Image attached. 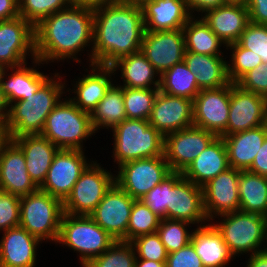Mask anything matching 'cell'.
<instances>
[{"label":"cell","mask_w":267,"mask_h":267,"mask_svg":"<svg viewBox=\"0 0 267 267\" xmlns=\"http://www.w3.org/2000/svg\"><path fill=\"white\" fill-rule=\"evenodd\" d=\"M94 11L91 64L111 66L140 51L145 32L140 5L114 2Z\"/></svg>","instance_id":"cell-1"},{"label":"cell","mask_w":267,"mask_h":267,"mask_svg":"<svg viewBox=\"0 0 267 267\" xmlns=\"http://www.w3.org/2000/svg\"><path fill=\"white\" fill-rule=\"evenodd\" d=\"M94 11L71 5L51 14L34 26L35 54L33 63L72 58L93 42ZM74 58H73V57Z\"/></svg>","instance_id":"cell-2"},{"label":"cell","mask_w":267,"mask_h":267,"mask_svg":"<svg viewBox=\"0 0 267 267\" xmlns=\"http://www.w3.org/2000/svg\"><path fill=\"white\" fill-rule=\"evenodd\" d=\"M63 88L62 82L51 77L38 88L34 95L11 104L5 125L7 138L41 134L47 116L60 102Z\"/></svg>","instance_id":"cell-3"},{"label":"cell","mask_w":267,"mask_h":267,"mask_svg":"<svg viewBox=\"0 0 267 267\" xmlns=\"http://www.w3.org/2000/svg\"><path fill=\"white\" fill-rule=\"evenodd\" d=\"M114 162L123 163L164 155L165 137L148 120L125 119L113 129Z\"/></svg>","instance_id":"cell-4"},{"label":"cell","mask_w":267,"mask_h":267,"mask_svg":"<svg viewBox=\"0 0 267 267\" xmlns=\"http://www.w3.org/2000/svg\"><path fill=\"white\" fill-rule=\"evenodd\" d=\"M93 133L90 114L68 99L50 112L41 135L59 149L83 150L81 143Z\"/></svg>","instance_id":"cell-5"},{"label":"cell","mask_w":267,"mask_h":267,"mask_svg":"<svg viewBox=\"0 0 267 267\" xmlns=\"http://www.w3.org/2000/svg\"><path fill=\"white\" fill-rule=\"evenodd\" d=\"M115 241L90 215L63 213L56 243H62L72 250L80 252L82 265H86L91 259L100 256Z\"/></svg>","instance_id":"cell-6"},{"label":"cell","mask_w":267,"mask_h":267,"mask_svg":"<svg viewBox=\"0 0 267 267\" xmlns=\"http://www.w3.org/2000/svg\"><path fill=\"white\" fill-rule=\"evenodd\" d=\"M63 213V202L40 189L20 197L19 226L40 241H57Z\"/></svg>","instance_id":"cell-7"},{"label":"cell","mask_w":267,"mask_h":267,"mask_svg":"<svg viewBox=\"0 0 267 267\" xmlns=\"http://www.w3.org/2000/svg\"><path fill=\"white\" fill-rule=\"evenodd\" d=\"M220 217L223 220L213 225L221 233L234 256L249 251L255 254L265 250L264 247L261 248L262 242L266 239L265 216L237 210Z\"/></svg>","instance_id":"cell-8"},{"label":"cell","mask_w":267,"mask_h":267,"mask_svg":"<svg viewBox=\"0 0 267 267\" xmlns=\"http://www.w3.org/2000/svg\"><path fill=\"white\" fill-rule=\"evenodd\" d=\"M115 183V176L99 164H89L63 202V211L70 215H90Z\"/></svg>","instance_id":"cell-9"},{"label":"cell","mask_w":267,"mask_h":267,"mask_svg":"<svg viewBox=\"0 0 267 267\" xmlns=\"http://www.w3.org/2000/svg\"><path fill=\"white\" fill-rule=\"evenodd\" d=\"M119 168L115 183L136 200H140L171 173L165 155L132 160Z\"/></svg>","instance_id":"cell-10"},{"label":"cell","mask_w":267,"mask_h":267,"mask_svg":"<svg viewBox=\"0 0 267 267\" xmlns=\"http://www.w3.org/2000/svg\"><path fill=\"white\" fill-rule=\"evenodd\" d=\"M88 165L83 150L59 149L39 189L64 202Z\"/></svg>","instance_id":"cell-11"},{"label":"cell","mask_w":267,"mask_h":267,"mask_svg":"<svg viewBox=\"0 0 267 267\" xmlns=\"http://www.w3.org/2000/svg\"><path fill=\"white\" fill-rule=\"evenodd\" d=\"M230 111V83L202 89L193 100V126L221 137L227 128Z\"/></svg>","instance_id":"cell-12"},{"label":"cell","mask_w":267,"mask_h":267,"mask_svg":"<svg viewBox=\"0 0 267 267\" xmlns=\"http://www.w3.org/2000/svg\"><path fill=\"white\" fill-rule=\"evenodd\" d=\"M29 52L35 60L34 26L21 16L0 21V64L7 69L21 66Z\"/></svg>","instance_id":"cell-13"},{"label":"cell","mask_w":267,"mask_h":267,"mask_svg":"<svg viewBox=\"0 0 267 267\" xmlns=\"http://www.w3.org/2000/svg\"><path fill=\"white\" fill-rule=\"evenodd\" d=\"M267 123V98L230 82V111L221 137L253 129Z\"/></svg>","instance_id":"cell-14"},{"label":"cell","mask_w":267,"mask_h":267,"mask_svg":"<svg viewBox=\"0 0 267 267\" xmlns=\"http://www.w3.org/2000/svg\"><path fill=\"white\" fill-rule=\"evenodd\" d=\"M216 137L196 126L167 134L164 155L171 172L182 173Z\"/></svg>","instance_id":"cell-15"},{"label":"cell","mask_w":267,"mask_h":267,"mask_svg":"<svg viewBox=\"0 0 267 267\" xmlns=\"http://www.w3.org/2000/svg\"><path fill=\"white\" fill-rule=\"evenodd\" d=\"M135 200L114 183L90 217L115 240L127 242V227Z\"/></svg>","instance_id":"cell-16"},{"label":"cell","mask_w":267,"mask_h":267,"mask_svg":"<svg viewBox=\"0 0 267 267\" xmlns=\"http://www.w3.org/2000/svg\"><path fill=\"white\" fill-rule=\"evenodd\" d=\"M140 51L162 75L184 60L185 38L183 29L145 31Z\"/></svg>","instance_id":"cell-17"},{"label":"cell","mask_w":267,"mask_h":267,"mask_svg":"<svg viewBox=\"0 0 267 267\" xmlns=\"http://www.w3.org/2000/svg\"><path fill=\"white\" fill-rule=\"evenodd\" d=\"M38 189L27 172L21 148L7 139L0 147V190L22 197Z\"/></svg>","instance_id":"cell-18"},{"label":"cell","mask_w":267,"mask_h":267,"mask_svg":"<svg viewBox=\"0 0 267 267\" xmlns=\"http://www.w3.org/2000/svg\"><path fill=\"white\" fill-rule=\"evenodd\" d=\"M164 137L193 126V100L158 91L148 119Z\"/></svg>","instance_id":"cell-19"},{"label":"cell","mask_w":267,"mask_h":267,"mask_svg":"<svg viewBox=\"0 0 267 267\" xmlns=\"http://www.w3.org/2000/svg\"><path fill=\"white\" fill-rule=\"evenodd\" d=\"M239 175L240 170L230 167L202 186L204 210L209 221L214 219V215L220 216L240 209Z\"/></svg>","instance_id":"cell-20"},{"label":"cell","mask_w":267,"mask_h":267,"mask_svg":"<svg viewBox=\"0 0 267 267\" xmlns=\"http://www.w3.org/2000/svg\"><path fill=\"white\" fill-rule=\"evenodd\" d=\"M167 218L190 224L201 222L200 225L209 221L204 210L202 187L182 176L170 190Z\"/></svg>","instance_id":"cell-21"},{"label":"cell","mask_w":267,"mask_h":267,"mask_svg":"<svg viewBox=\"0 0 267 267\" xmlns=\"http://www.w3.org/2000/svg\"><path fill=\"white\" fill-rule=\"evenodd\" d=\"M205 14L203 20L226 46L237 43L250 22L247 6L243 3L227 2Z\"/></svg>","instance_id":"cell-22"},{"label":"cell","mask_w":267,"mask_h":267,"mask_svg":"<svg viewBox=\"0 0 267 267\" xmlns=\"http://www.w3.org/2000/svg\"><path fill=\"white\" fill-rule=\"evenodd\" d=\"M141 7L145 31L182 29L192 17L185 0H148Z\"/></svg>","instance_id":"cell-23"},{"label":"cell","mask_w":267,"mask_h":267,"mask_svg":"<svg viewBox=\"0 0 267 267\" xmlns=\"http://www.w3.org/2000/svg\"><path fill=\"white\" fill-rule=\"evenodd\" d=\"M13 140L24 153L27 172L40 187L45 181L54 155L59 148L41 134L23 135Z\"/></svg>","instance_id":"cell-24"},{"label":"cell","mask_w":267,"mask_h":267,"mask_svg":"<svg viewBox=\"0 0 267 267\" xmlns=\"http://www.w3.org/2000/svg\"><path fill=\"white\" fill-rule=\"evenodd\" d=\"M4 232L0 242V267H34L40 240L21 226Z\"/></svg>","instance_id":"cell-25"},{"label":"cell","mask_w":267,"mask_h":267,"mask_svg":"<svg viewBox=\"0 0 267 267\" xmlns=\"http://www.w3.org/2000/svg\"><path fill=\"white\" fill-rule=\"evenodd\" d=\"M229 166L228 153L222 137H216L182 172V176L197 186H204Z\"/></svg>","instance_id":"cell-26"},{"label":"cell","mask_w":267,"mask_h":267,"mask_svg":"<svg viewBox=\"0 0 267 267\" xmlns=\"http://www.w3.org/2000/svg\"><path fill=\"white\" fill-rule=\"evenodd\" d=\"M266 137L267 123L222 137L228 153L229 166L240 171L248 170Z\"/></svg>","instance_id":"cell-27"},{"label":"cell","mask_w":267,"mask_h":267,"mask_svg":"<svg viewBox=\"0 0 267 267\" xmlns=\"http://www.w3.org/2000/svg\"><path fill=\"white\" fill-rule=\"evenodd\" d=\"M90 66L92 72L76 82V89H74V94H77L76 98H69L78 108L89 114L105 97L107 90L112 85L110 76L114 73L111 66L97 64H90Z\"/></svg>","instance_id":"cell-28"},{"label":"cell","mask_w":267,"mask_h":267,"mask_svg":"<svg viewBox=\"0 0 267 267\" xmlns=\"http://www.w3.org/2000/svg\"><path fill=\"white\" fill-rule=\"evenodd\" d=\"M190 242L204 267H225L234 255L213 224L197 227Z\"/></svg>","instance_id":"cell-29"},{"label":"cell","mask_w":267,"mask_h":267,"mask_svg":"<svg viewBox=\"0 0 267 267\" xmlns=\"http://www.w3.org/2000/svg\"><path fill=\"white\" fill-rule=\"evenodd\" d=\"M184 62L188 69L196 75V82L201 90L219 88L230 83L227 74L228 63L221 56L185 51Z\"/></svg>","instance_id":"cell-30"},{"label":"cell","mask_w":267,"mask_h":267,"mask_svg":"<svg viewBox=\"0 0 267 267\" xmlns=\"http://www.w3.org/2000/svg\"><path fill=\"white\" fill-rule=\"evenodd\" d=\"M111 67L114 72L121 67L125 83L122 87L148 89L153 88L151 84L155 88L160 87V79L154 81L156 79L154 76L159 73L141 51L119 58Z\"/></svg>","instance_id":"cell-31"},{"label":"cell","mask_w":267,"mask_h":267,"mask_svg":"<svg viewBox=\"0 0 267 267\" xmlns=\"http://www.w3.org/2000/svg\"><path fill=\"white\" fill-rule=\"evenodd\" d=\"M26 63L21 66L12 67L13 74L8 75V81L4 77L6 70L1 78V88L7 99L9 106L19 100H25L28 96L34 95L38 88L48 79L43 73L33 69L25 67ZM15 69V70H14ZM4 77V78H3Z\"/></svg>","instance_id":"cell-32"},{"label":"cell","mask_w":267,"mask_h":267,"mask_svg":"<svg viewBox=\"0 0 267 267\" xmlns=\"http://www.w3.org/2000/svg\"><path fill=\"white\" fill-rule=\"evenodd\" d=\"M240 209L244 212L267 214V177L249 170L240 171L238 179Z\"/></svg>","instance_id":"cell-33"},{"label":"cell","mask_w":267,"mask_h":267,"mask_svg":"<svg viewBox=\"0 0 267 267\" xmlns=\"http://www.w3.org/2000/svg\"><path fill=\"white\" fill-rule=\"evenodd\" d=\"M91 124L96 132L100 127L114 128L127 119L123 101V87L114 86L107 90L105 97L90 114Z\"/></svg>","instance_id":"cell-34"},{"label":"cell","mask_w":267,"mask_h":267,"mask_svg":"<svg viewBox=\"0 0 267 267\" xmlns=\"http://www.w3.org/2000/svg\"><path fill=\"white\" fill-rule=\"evenodd\" d=\"M193 19L191 17L182 28L185 38V51L222 56L219 48L223 42L220 38L209 28L202 17L199 20L193 21Z\"/></svg>","instance_id":"cell-35"},{"label":"cell","mask_w":267,"mask_h":267,"mask_svg":"<svg viewBox=\"0 0 267 267\" xmlns=\"http://www.w3.org/2000/svg\"><path fill=\"white\" fill-rule=\"evenodd\" d=\"M160 78L159 91L172 96L194 100L200 92L194 75L183 61L169 68Z\"/></svg>","instance_id":"cell-36"},{"label":"cell","mask_w":267,"mask_h":267,"mask_svg":"<svg viewBox=\"0 0 267 267\" xmlns=\"http://www.w3.org/2000/svg\"><path fill=\"white\" fill-rule=\"evenodd\" d=\"M159 88L123 87V101L127 119L148 120Z\"/></svg>","instance_id":"cell-37"},{"label":"cell","mask_w":267,"mask_h":267,"mask_svg":"<svg viewBox=\"0 0 267 267\" xmlns=\"http://www.w3.org/2000/svg\"><path fill=\"white\" fill-rule=\"evenodd\" d=\"M136 252L131 242L116 240L100 256L91 259L86 267H135Z\"/></svg>","instance_id":"cell-38"},{"label":"cell","mask_w":267,"mask_h":267,"mask_svg":"<svg viewBox=\"0 0 267 267\" xmlns=\"http://www.w3.org/2000/svg\"><path fill=\"white\" fill-rule=\"evenodd\" d=\"M161 218L154 214L141 200H135L127 227V242L157 232Z\"/></svg>","instance_id":"cell-39"},{"label":"cell","mask_w":267,"mask_h":267,"mask_svg":"<svg viewBox=\"0 0 267 267\" xmlns=\"http://www.w3.org/2000/svg\"><path fill=\"white\" fill-rule=\"evenodd\" d=\"M19 16L36 26L42 19L72 5L71 0H19ZM69 4V5H68Z\"/></svg>","instance_id":"cell-40"},{"label":"cell","mask_w":267,"mask_h":267,"mask_svg":"<svg viewBox=\"0 0 267 267\" xmlns=\"http://www.w3.org/2000/svg\"><path fill=\"white\" fill-rule=\"evenodd\" d=\"M182 177L181 172H171L164 180L153 187L140 200L161 219L167 218V206L170 199V190Z\"/></svg>","instance_id":"cell-41"},{"label":"cell","mask_w":267,"mask_h":267,"mask_svg":"<svg viewBox=\"0 0 267 267\" xmlns=\"http://www.w3.org/2000/svg\"><path fill=\"white\" fill-rule=\"evenodd\" d=\"M189 224L176 219H161L157 233L168 254L190 243L192 233L190 234L186 229Z\"/></svg>","instance_id":"cell-42"},{"label":"cell","mask_w":267,"mask_h":267,"mask_svg":"<svg viewBox=\"0 0 267 267\" xmlns=\"http://www.w3.org/2000/svg\"><path fill=\"white\" fill-rule=\"evenodd\" d=\"M226 47L233 49L232 65L227 64L228 78L232 83H237L246 73L263 63L258 54L255 55L252 50L243 48L238 42Z\"/></svg>","instance_id":"cell-43"},{"label":"cell","mask_w":267,"mask_h":267,"mask_svg":"<svg viewBox=\"0 0 267 267\" xmlns=\"http://www.w3.org/2000/svg\"><path fill=\"white\" fill-rule=\"evenodd\" d=\"M131 243L139 256L136 259L166 262L168 252L157 232L139 236Z\"/></svg>","instance_id":"cell-44"},{"label":"cell","mask_w":267,"mask_h":267,"mask_svg":"<svg viewBox=\"0 0 267 267\" xmlns=\"http://www.w3.org/2000/svg\"><path fill=\"white\" fill-rule=\"evenodd\" d=\"M238 43L255 55H259L263 63H267V25L249 22L242 32Z\"/></svg>","instance_id":"cell-45"},{"label":"cell","mask_w":267,"mask_h":267,"mask_svg":"<svg viewBox=\"0 0 267 267\" xmlns=\"http://www.w3.org/2000/svg\"><path fill=\"white\" fill-rule=\"evenodd\" d=\"M20 197L0 190V230L19 226Z\"/></svg>","instance_id":"cell-46"},{"label":"cell","mask_w":267,"mask_h":267,"mask_svg":"<svg viewBox=\"0 0 267 267\" xmlns=\"http://www.w3.org/2000/svg\"><path fill=\"white\" fill-rule=\"evenodd\" d=\"M242 89L267 98V63L246 73L237 83Z\"/></svg>","instance_id":"cell-47"},{"label":"cell","mask_w":267,"mask_h":267,"mask_svg":"<svg viewBox=\"0 0 267 267\" xmlns=\"http://www.w3.org/2000/svg\"><path fill=\"white\" fill-rule=\"evenodd\" d=\"M165 267H204L201 258L190 242L178 251L168 254Z\"/></svg>","instance_id":"cell-48"},{"label":"cell","mask_w":267,"mask_h":267,"mask_svg":"<svg viewBox=\"0 0 267 267\" xmlns=\"http://www.w3.org/2000/svg\"><path fill=\"white\" fill-rule=\"evenodd\" d=\"M246 6L250 22L267 25V0H248Z\"/></svg>","instance_id":"cell-49"},{"label":"cell","mask_w":267,"mask_h":267,"mask_svg":"<svg viewBox=\"0 0 267 267\" xmlns=\"http://www.w3.org/2000/svg\"><path fill=\"white\" fill-rule=\"evenodd\" d=\"M249 171L267 177V137L257 152Z\"/></svg>","instance_id":"cell-50"},{"label":"cell","mask_w":267,"mask_h":267,"mask_svg":"<svg viewBox=\"0 0 267 267\" xmlns=\"http://www.w3.org/2000/svg\"><path fill=\"white\" fill-rule=\"evenodd\" d=\"M188 10L208 12L227 3L226 0H185Z\"/></svg>","instance_id":"cell-51"},{"label":"cell","mask_w":267,"mask_h":267,"mask_svg":"<svg viewBox=\"0 0 267 267\" xmlns=\"http://www.w3.org/2000/svg\"><path fill=\"white\" fill-rule=\"evenodd\" d=\"M19 0H0V21L19 16Z\"/></svg>","instance_id":"cell-52"},{"label":"cell","mask_w":267,"mask_h":267,"mask_svg":"<svg viewBox=\"0 0 267 267\" xmlns=\"http://www.w3.org/2000/svg\"><path fill=\"white\" fill-rule=\"evenodd\" d=\"M118 0H71L72 5L85 7L92 10L103 7L107 4L117 2Z\"/></svg>","instance_id":"cell-53"},{"label":"cell","mask_w":267,"mask_h":267,"mask_svg":"<svg viewBox=\"0 0 267 267\" xmlns=\"http://www.w3.org/2000/svg\"><path fill=\"white\" fill-rule=\"evenodd\" d=\"M247 267H267V247L265 250L251 254Z\"/></svg>","instance_id":"cell-54"},{"label":"cell","mask_w":267,"mask_h":267,"mask_svg":"<svg viewBox=\"0 0 267 267\" xmlns=\"http://www.w3.org/2000/svg\"><path fill=\"white\" fill-rule=\"evenodd\" d=\"M9 104L0 85V122L5 126L9 116ZM5 111V112H4Z\"/></svg>","instance_id":"cell-55"},{"label":"cell","mask_w":267,"mask_h":267,"mask_svg":"<svg viewBox=\"0 0 267 267\" xmlns=\"http://www.w3.org/2000/svg\"><path fill=\"white\" fill-rule=\"evenodd\" d=\"M166 262H157L146 259H136L135 267H165Z\"/></svg>","instance_id":"cell-56"},{"label":"cell","mask_w":267,"mask_h":267,"mask_svg":"<svg viewBox=\"0 0 267 267\" xmlns=\"http://www.w3.org/2000/svg\"><path fill=\"white\" fill-rule=\"evenodd\" d=\"M7 139L8 138H7L5 126L0 122V147Z\"/></svg>","instance_id":"cell-57"},{"label":"cell","mask_w":267,"mask_h":267,"mask_svg":"<svg viewBox=\"0 0 267 267\" xmlns=\"http://www.w3.org/2000/svg\"><path fill=\"white\" fill-rule=\"evenodd\" d=\"M118 1L122 2V3L134 4V5L142 6L148 0H118Z\"/></svg>","instance_id":"cell-58"},{"label":"cell","mask_w":267,"mask_h":267,"mask_svg":"<svg viewBox=\"0 0 267 267\" xmlns=\"http://www.w3.org/2000/svg\"><path fill=\"white\" fill-rule=\"evenodd\" d=\"M227 2H231V3H243L246 4V2L248 0H226Z\"/></svg>","instance_id":"cell-59"},{"label":"cell","mask_w":267,"mask_h":267,"mask_svg":"<svg viewBox=\"0 0 267 267\" xmlns=\"http://www.w3.org/2000/svg\"><path fill=\"white\" fill-rule=\"evenodd\" d=\"M7 68H5L2 64H0V84H1V78H2V75L4 73V71L6 70Z\"/></svg>","instance_id":"cell-60"},{"label":"cell","mask_w":267,"mask_h":267,"mask_svg":"<svg viewBox=\"0 0 267 267\" xmlns=\"http://www.w3.org/2000/svg\"><path fill=\"white\" fill-rule=\"evenodd\" d=\"M265 230H266V240H267V214L265 215Z\"/></svg>","instance_id":"cell-61"}]
</instances>
